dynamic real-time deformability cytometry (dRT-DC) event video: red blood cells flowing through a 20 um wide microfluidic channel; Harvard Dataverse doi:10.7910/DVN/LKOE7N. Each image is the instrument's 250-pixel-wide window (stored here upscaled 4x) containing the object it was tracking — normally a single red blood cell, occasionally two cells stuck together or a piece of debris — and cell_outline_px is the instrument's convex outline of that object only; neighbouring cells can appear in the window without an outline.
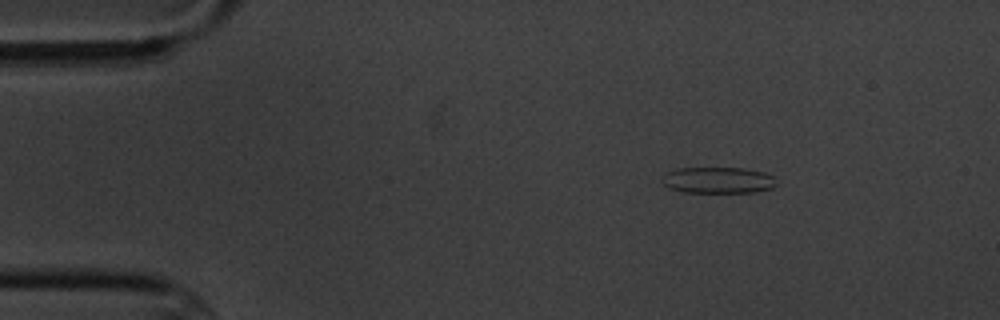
{"species": "common noctule bat (a hibernating species)", "species_latin": "Nyctalus noctula", "temperature_condition": "cold", "stored_images_in_passage": 5, "camera_frame_rate_fps": 3000, "um_per_image_px": 0.085, "animal": {"sex": "male", "body_mass_g": 20.1, "forearm_length_mm": 53.5}, "frame": {"image": 1, "passage_image": 1, "time_ms": 0.0, "image_size_px": [1000, 320], "cell_outline_px": [[776, 184], [772, 188], [756, 192], [684, 192], [668, 188], [660, 180], [668, 172], [676, 168], [744, 168], [764, 172], [772, 176]], "centroid_in_image_um": [61.02, 15.31], "position_along_channel_um": 24.0, "area_um2": 17.46}}
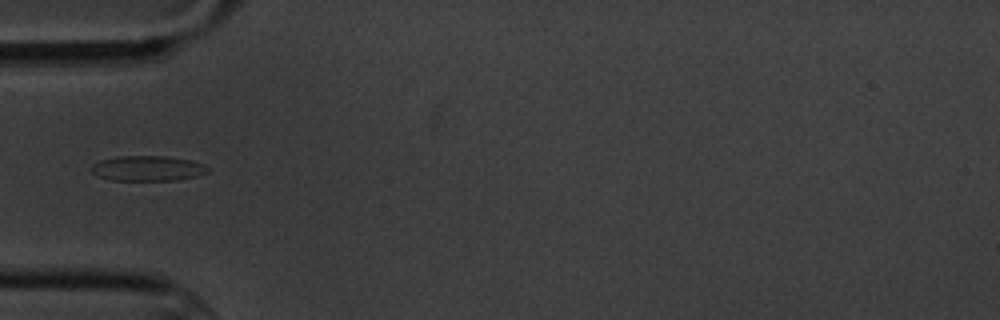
{"frame": {"image": 2, "passage_image": 4, "time_ms": 3.333, "image_size_px": [1000, 320], "cell_outline_px": [[212, 168], [208, 172], [196, 176], [176, 180], [108, 180], [96, 176], [92, 172], [92, 164], [100, 160], [116, 156], [164, 156], [192, 160], [204, 164]], "centroid_in_image_um": [12.56, 14.31], "position_along_channel_um": 72.4, "area_um2": 17.28}}
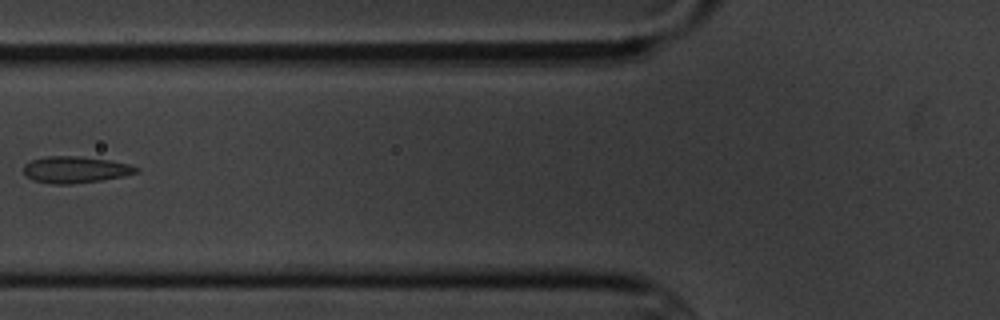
{"frame": {"image": 3, "passage_image": 5, "time_ms": 4.667, "image_size_px": [1000, 320], "cell_outline_px": [[140, 172], [124, 176], [100, 180], [72, 184], [52, 184], [32, 180], [24, 176], [24, 164], [32, 160], [44, 156], [80, 156], [108, 160], [128, 164], [140, 168]], "centroid_in_image_um": [6.39, 14.42], "position_along_channel_um": 119.4, "area_um2": 17.57}}